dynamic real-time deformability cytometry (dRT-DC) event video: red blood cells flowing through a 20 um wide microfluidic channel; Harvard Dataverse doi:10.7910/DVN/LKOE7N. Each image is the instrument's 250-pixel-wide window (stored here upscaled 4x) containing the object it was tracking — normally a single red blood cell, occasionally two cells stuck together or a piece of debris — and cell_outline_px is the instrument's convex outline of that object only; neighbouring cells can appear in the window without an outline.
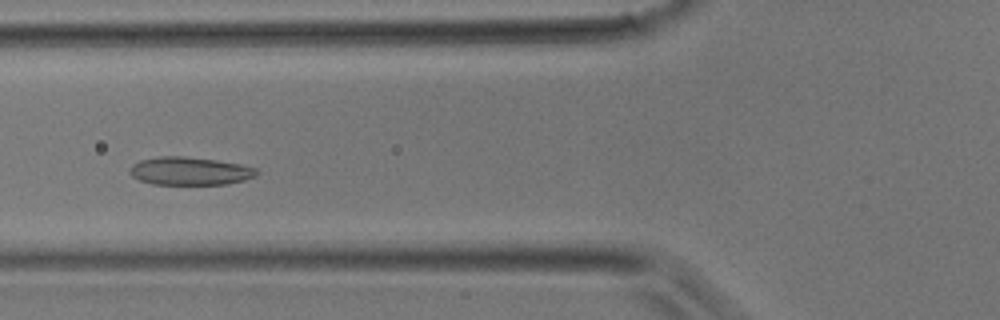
{"species": "common noctule bat (a hibernating species)", "species_latin": "Nyctalus noctula", "temperature_condition": "room temperature", "stored_images_in_passage": 38, "camera_frame_rate_fps": 3000, "um_per_image_px": 0.085, "animal": {"sex": "male", "body_mass_g": 17.9}, "frame": {"image": 1, "passage_image": 13, "time_ms": 4.0, "image_size_px": [1000, 320], "cell_outline_px": [[260, 172], [256, 176], [244, 180], [228, 184], [152, 184], [140, 180], [132, 176], [128, 172], [132, 164], [140, 160], [160, 156], [184, 156], [216, 160], [240, 164], [256, 168]], "centroid_in_image_um": [16.14, 14.53], "position_along_channel_um": 109.7, "area_um2": 20.81}}
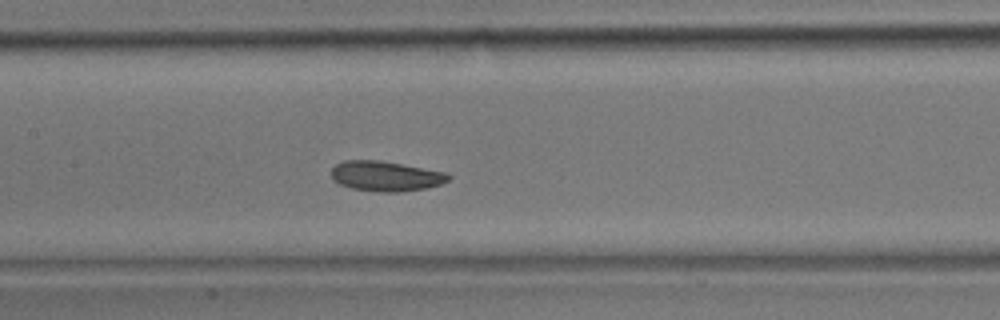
{"frame": {"image": 2, "passage_image": 17, "time_ms": 5.333, "image_size_px": [1000, 320], "cell_outline_px": [[452, 176], [448, 180], [440, 184], [428, 188], [396, 192], [376, 192], [352, 188], [340, 184], [332, 180], [332, 168], [336, 164], [344, 160], [380, 160], [448, 172]], "centroid_in_image_um": [32.81, 14.97], "position_along_channel_um": 174.6, "area_um2": 20.69}}
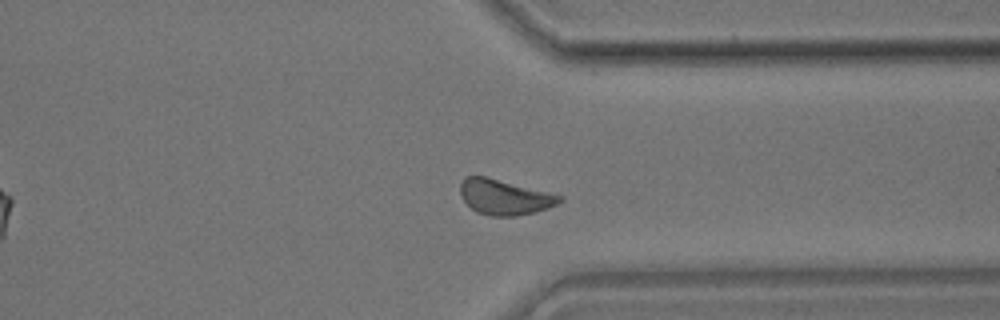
{"frame": {"image": 3, "passage_image": 29, "time_ms": 9.333, "image_size_px": [1000, 320], "cell_outline_px": [[564, 200], [548, 208], [516, 216], [492, 216], [476, 212], [464, 200], [460, 192], [460, 184], [464, 176], [484, 176], [564, 196]], "centroid_in_image_um": [42.88, 16.75], "position_along_channel_um": 368.5, "area_um2": 20.17}}